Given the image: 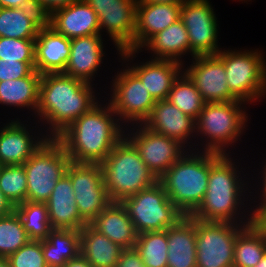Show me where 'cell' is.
Here are the masks:
<instances>
[{"label":"cell","mask_w":266,"mask_h":267,"mask_svg":"<svg viewBox=\"0 0 266 267\" xmlns=\"http://www.w3.org/2000/svg\"><path fill=\"white\" fill-rule=\"evenodd\" d=\"M121 126L109 102L105 106L97 103L57 139L63 144L71 162L101 164L124 137L128 125L125 128Z\"/></svg>","instance_id":"6da1fadb"},{"label":"cell","mask_w":266,"mask_h":267,"mask_svg":"<svg viewBox=\"0 0 266 267\" xmlns=\"http://www.w3.org/2000/svg\"><path fill=\"white\" fill-rule=\"evenodd\" d=\"M92 86L63 73L42 74L36 116L49 124L48 138H57L98 103Z\"/></svg>","instance_id":"7a4b0ae2"},{"label":"cell","mask_w":266,"mask_h":267,"mask_svg":"<svg viewBox=\"0 0 266 267\" xmlns=\"http://www.w3.org/2000/svg\"><path fill=\"white\" fill-rule=\"evenodd\" d=\"M237 169L229 154L210 152L207 191L199 207L190 215L191 217L206 222L240 224L253 222V211L248 210L251 213L247 214L249 218L240 211L245 206L243 194L249 189L245 180L242 181L241 171ZM245 185H247L246 188H244Z\"/></svg>","instance_id":"3957f363"},{"label":"cell","mask_w":266,"mask_h":267,"mask_svg":"<svg viewBox=\"0 0 266 267\" xmlns=\"http://www.w3.org/2000/svg\"><path fill=\"white\" fill-rule=\"evenodd\" d=\"M196 150L187 151L158 178L168 198L185 216L199 207L208 186L210 152Z\"/></svg>","instance_id":"277c9868"},{"label":"cell","mask_w":266,"mask_h":267,"mask_svg":"<svg viewBox=\"0 0 266 267\" xmlns=\"http://www.w3.org/2000/svg\"><path fill=\"white\" fill-rule=\"evenodd\" d=\"M101 167L112 202H121L158 181L125 136L101 163Z\"/></svg>","instance_id":"5b68a950"},{"label":"cell","mask_w":266,"mask_h":267,"mask_svg":"<svg viewBox=\"0 0 266 267\" xmlns=\"http://www.w3.org/2000/svg\"><path fill=\"white\" fill-rule=\"evenodd\" d=\"M243 102H205L196 120V135L206 136L203 151L219 154L226 152L232 143H236L248 121L246 111L242 110ZM210 139V140H209Z\"/></svg>","instance_id":"8992f818"},{"label":"cell","mask_w":266,"mask_h":267,"mask_svg":"<svg viewBox=\"0 0 266 267\" xmlns=\"http://www.w3.org/2000/svg\"><path fill=\"white\" fill-rule=\"evenodd\" d=\"M71 159L57 138H47L23 164L26 172V201L45 203L56 183L66 174Z\"/></svg>","instance_id":"52a82bcc"},{"label":"cell","mask_w":266,"mask_h":267,"mask_svg":"<svg viewBox=\"0 0 266 267\" xmlns=\"http://www.w3.org/2000/svg\"><path fill=\"white\" fill-rule=\"evenodd\" d=\"M229 92L243 102H255L266 94V62L261 51L221 50Z\"/></svg>","instance_id":"ba28073f"},{"label":"cell","mask_w":266,"mask_h":267,"mask_svg":"<svg viewBox=\"0 0 266 267\" xmlns=\"http://www.w3.org/2000/svg\"><path fill=\"white\" fill-rule=\"evenodd\" d=\"M121 203L126 208L137 234L166 230L185 216L168 198L158 181L125 198Z\"/></svg>","instance_id":"9c48e42d"},{"label":"cell","mask_w":266,"mask_h":267,"mask_svg":"<svg viewBox=\"0 0 266 267\" xmlns=\"http://www.w3.org/2000/svg\"><path fill=\"white\" fill-rule=\"evenodd\" d=\"M246 225L195 219L197 267H233L237 234Z\"/></svg>","instance_id":"30bf717a"},{"label":"cell","mask_w":266,"mask_h":267,"mask_svg":"<svg viewBox=\"0 0 266 267\" xmlns=\"http://www.w3.org/2000/svg\"><path fill=\"white\" fill-rule=\"evenodd\" d=\"M126 68L115 75L110 88L111 99L108 101L121 125H129L131 122L143 124L150 116L156 101L140 78L128 66Z\"/></svg>","instance_id":"8fae6325"},{"label":"cell","mask_w":266,"mask_h":267,"mask_svg":"<svg viewBox=\"0 0 266 267\" xmlns=\"http://www.w3.org/2000/svg\"><path fill=\"white\" fill-rule=\"evenodd\" d=\"M66 174L74 189L78 212L89 224L112 202L104 183L101 164L70 162Z\"/></svg>","instance_id":"7c38bea8"},{"label":"cell","mask_w":266,"mask_h":267,"mask_svg":"<svg viewBox=\"0 0 266 267\" xmlns=\"http://www.w3.org/2000/svg\"><path fill=\"white\" fill-rule=\"evenodd\" d=\"M209 0H186L182 3L180 19L188 32L191 57L216 55L218 21Z\"/></svg>","instance_id":"4fadbf2b"},{"label":"cell","mask_w":266,"mask_h":267,"mask_svg":"<svg viewBox=\"0 0 266 267\" xmlns=\"http://www.w3.org/2000/svg\"><path fill=\"white\" fill-rule=\"evenodd\" d=\"M134 127L124 136L135 146L141 159L157 179L189 151L179 141L157 134L143 124Z\"/></svg>","instance_id":"5bb4252c"},{"label":"cell","mask_w":266,"mask_h":267,"mask_svg":"<svg viewBox=\"0 0 266 267\" xmlns=\"http://www.w3.org/2000/svg\"><path fill=\"white\" fill-rule=\"evenodd\" d=\"M182 4H159L138 0L133 50L118 52L128 62L157 33L180 19Z\"/></svg>","instance_id":"9a60e30c"},{"label":"cell","mask_w":266,"mask_h":267,"mask_svg":"<svg viewBox=\"0 0 266 267\" xmlns=\"http://www.w3.org/2000/svg\"><path fill=\"white\" fill-rule=\"evenodd\" d=\"M183 71L194 83L205 102L237 100L230 92L224 62L217 55L194 56Z\"/></svg>","instance_id":"2e32d148"},{"label":"cell","mask_w":266,"mask_h":267,"mask_svg":"<svg viewBox=\"0 0 266 267\" xmlns=\"http://www.w3.org/2000/svg\"><path fill=\"white\" fill-rule=\"evenodd\" d=\"M149 130L171 137L179 141L182 145H188V140L191 136L196 135V120L190 116L185 115L175 105L170 103L167 99L156 101L152 112L148 119L143 123ZM194 132V133H193Z\"/></svg>","instance_id":"e0dca14e"},{"label":"cell","mask_w":266,"mask_h":267,"mask_svg":"<svg viewBox=\"0 0 266 267\" xmlns=\"http://www.w3.org/2000/svg\"><path fill=\"white\" fill-rule=\"evenodd\" d=\"M26 126L14 119L1 127L0 166L23 165L48 138L45 134H41V138L40 133L39 136L32 135Z\"/></svg>","instance_id":"ac0fdd59"},{"label":"cell","mask_w":266,"mask_h":267,"mask_svg":"<svg viewBox=\"0 0 266 267\" xmlns=\"http://www.w3.org/2000/svg\"><path fill=\"white\" fill-rule=\"evenodd\" d=\"M103 39L100 34L71 39V53L63 74L92 84L103 60Z\"/></svg>","instance_id":"d6986e66"},{"label":"cell","mask_w":266,"mask_h":267,"mask_svg":"<svg viewBox=\"0 0 266 267\" xmlns=\"http://www.w3.org/2000/svg\"><path fill=\"white\" fill-rule=\"evenodd\" d=\"M50 27L69 39L100 34L97 13L84 0L53 12Z\"/></svg>","instance_id":"ffe728a7"},{"label":"cell","mask_w":266,"mask_h":267,"mask_svg":"<svg viewBox=\"0 0 266 267\" xmlns=\"http://www.w3.org/2000/svg\"><path fill=\"white\" fill-rule=\"evenodd\" d=\"M70 177L64 174L45 202L52 229L81 230L88 224L79 214Z\"/></svg>","instance_id":"44dd1931"},{"label":"cell","mask_w":266,"mask_h":267,"mask_svg":"<svg viewBox=\"0 0 266 267\" xmlns=\"http://www.w3.org/2000/svg\"><path fill=\"white\" fill-rule=\"evenodd\" d=\"M71 39L51 27L40 29L35 39V70L39 74L63 73L71 53Z\"/></svg>","instance_id":"7402d4cb"},{"label":"cell","mask_w":266,"mask_h":267,"mask_svg":"<svg viewBox=\"0 0 266 267\" xmlns=\"http://www.w3.org/2000/svg\"><path fill=\"white\" fill-rule=\"evenodd\" d=\"M183 63L174 60L152 59L128 66L142 81L155 101L167 99L174 81L179 77Z\"/></svg>","instance_id":"603a6c76"},{"label":"cell","mask_w":266,"mask_h":267,"mask_svg":"<svg viewBox=\"0 0 266 267\" xmlns=\"http://www.w3.org/2000/svg\"><path fill=\"white\" fill-rule=\"evenodd\" d=\"M137 5L92 8L98 16L100 35L104 28L115 44L117 51L133 50Z\"/></svg>","instance_id":"cb8c5ba5"},{"label":"cell","mask_w":266,"mask_h":267,"mask_svg":"<svg viewBox=\"0 0 266 267\" xmlns=\"http://www.w3.org/2000/svg\"><path fill=\"white\" fill-rule=\"evenodd\" d=\"M167 267H197L195 218L184 216L167 229Z\"/></svg>","instance_id":"d4e9b609"},{"label":"cell","mask_w":266,"mask_h":267,"mask_svg":"<svg viewBox=\"0 0 266 267\" xmlns=\"http://www.w3.org/2000/svg\"><path fill=\"white\" fill-rule=\"evenodd\" d=\"M89 224L124 249L135 246L138 234L126 208L121 202H111Z\"/></svg>","instance_id":"484cf974"},{"label":"cell","mask_w":266,"mask_h":267,"mask_svg":"<svg viewBox=\"0 0 266 267\" xmlns=\"http://www.w3.org/2000/svg\"><path fill=\"white\" fill-rule=\"evenodd\" d=\"M81 254L93 267H116L124 249L98 232L90 224L81 228Z\"/></svg>","instance_id":"4316f807"},{"label":"cell","mask_w":266,"mask_h":267,"mask_svg":"<svg viewBox=\"0 0 266 267\" xmlns=\"http://www.w3.org/2000/svg\"><path fill=\"white\" fill-rule=\"evenodd\" d=\"M145 47L147 50L153 51V59L174 60L184 63L181 57L189 52V38L183 21L179 19L154 35L143 46V48Z\"/></svg>","instance_id":"83f0119b"},{"label":"cell","mask_w":266,"mask_h":267,"mask_svg":"<svg viewBox=\"0 0 266 267\" xmlns=\"http://www.w3.org/2000/svg\"><path fill=\"white\" fill-rule=\"evenodd\" d=\"M80 230L52 229L42 240L44 260L48 267H62L81 253Z\"/></svg>","instance_id":"f1b7e54d"},{"label":"cell","mask_w":266,"mask_h":267,"mask_svg":"<svg viewBox=\"0 0 266 267\" xmlns=\"http://www.w3.org/2000/svg\"><path fill=\"white\" fill-rule=\"evenodd\" d=\"M42 74L34 70L29 76L0 82V104L28 108L36 115Z\"/></svg>","instance_id":"f546056e"},{"label":"cell","mask_w":266,"mask_h":267,"mask_svg":"<svg viewBox=\"0 0 266 267\" xmlns=\"http://www.w3.org/2000/svg\"><path fill=\"white\" fill-rule=\"evenodd\" d=\"M266 253V237L254 223L246 225L235 241L233 267H254Z\"/></svg>","instance_id":"4dcf8cb0"},{"label":"cell","mask_w":266,"mask_h":267,"mask_svg":"<svg viewBox=\"0 0 266 267\" xmlns=\"http://www.w3.org/2000/svg\"><path fill=\"white\" fill-rule=\"evenodd\" d=\"M167 100L195 120L205 104L200 92L184 72L174 81Z\"/></svg>","instance_id":"1f68e13d"},{"label":"cell","mask_w":266,"mask_h":267,"mask_svg":"<svg viewBox=\"0 0 266 267\" xmlns=\"http://www.w3.org/2000/svg\"><path fill=\"white\" fill-rule=\"evenodd\" d=\"M16 212L30 240L47 239L52 228L46 203L25 201L16 206Z\"/></svg>","instance_id":"d6a6232c"},{"label":"cell","mask_w":266,"mask_h":267,"mask_svg":"<svg viewBox=\"0 0 266 267\" xmlns=\"http://www.w3.org/2000/svg\"><path fill=\"white\" fill-rule=\"evenodd\" d=\"M134 248L140 254L145 267H167V229L138 234Z\"/></svg>","instance_id":"836d02e7"},{"label":"cell","mask_w":266,"mask_h":267,"mask_svg":"<svg viewBox=\"0 0 266 267\" xmlns=\"http://www.w3.org/2000/svg\"><path fill=\"white\" fill-rule=\"evenodd\" d=\"M39 31L20 8L0 7V37L35 40Z\"/></svg>","instance_id":"e575fe53"},{"label":"cell","mask_w":266,"mask_h":267,"mask_svg":"<svg viewBox=\"0 0 266 267\" xmlns=\"http://www.w3.org/2000/svg\"><path fill=\"white\" fill-rule=\"evenodd\" d=\"M30 241L16 210L0 218V257H8Z\"/></svg>","instance_id":"d590c367"},{"label":"cell","mask_w":266,"mask_h":267,"mask_svg":"<svg viewBox=\"0 0 266 267\" xmlns=\"http://www.w3.org/2000/svg\"><path fill=\"white\" fill-rule=\"evenodd\" d=\"M0 190L15 207L26 201L27 180L23 165L0 166Z\"/></svg>","instance_id":"8d00e7d4"},{"label":"cell","mask_w":266,"mask_h":267,"mask_svg":"<svg viewBox=\"0 0 266 267\" xmlns=\"http://www.w3.org/2000/svg\"><path fill=\"white\" fill-rule=\"evenodd\" d=\"M0 59L27 62L35 70V40L0 37Z\"/></svg>","instance_id":"74e56055"},{"label":"cell","mask_w":266,"mask_h":267,"mask_svg":"<svg viewBox=\"0 0 266 267\" xmlns=\"http://www.w3.org/2000/svg\"><path fill=\"white\" fill-rule=\"evenodd\" d=\"M7 259L11 267H48L42 251V240H30Z\"/></svg>","instance_id":"f35d334b"},{"label":"cell","mask_w":266,"mask_h":267,"mask_svg":"<svg viewBox=\"0 0 266 267\" xmlns=\"http://www.w3.org/2000/svg\"><path fill=\"white\" fill-rule=\"evenodd\" d=\"M19 8L40 29L50 27L51 14L39 0H26Z\"/></svg>","instance_id":"ab89813d"},{"label":"cell","mask_w":266,"mask_h":267,"mask_svg":"<svg viewBox=\"0 0 266 267\" xmlns=\"http://www.w3.org/2000/svg\"><path fill=\"white\" fill-rule=\"evenodd\" d=\"M33 71L27 62L0 59V82L26 77Z\"/></svg>","instance_id":"60d3db41"},{"label":"cell","mask_w":266,"mask_h":267,"mask_svg":"<svg viewBox=\"0 0 266 267\" xmlns=\"http://www.w3.org/2000/svg\"><path fill=\"white\" fill-rule=\"evenodd\" d=\"M116 267H145V264L140 254L133 247L122 250Z\"/></svg>","instance_id":"b9f144b4"},{"label":"cell","mask_w":266,"mask_h":267,"mask_svg":"<svg viewBox=\"0 0 266 267\" xmlns=\"http://www.w3.org/2000/svg\"><path fill=\"white\" fill-rule=\"evenodd\" d=\"M92 8L120 7V5H137L138 0H84Z\"/></svg>","instance_id":"7bdbcfd3"},{"label":"cell","mask_w":266,"mask_h":267,"mask_svg":"<svg viewBox=\"0 0 266 267\" xmlns=\"http://www.w3.org/2000/svg\"><path fill=\"white\" fill-rule=\"evenodd\" d=\"M253 211V222L262 230L266 237V204H258Z\"/></svg>","instance_id":"ee69618b"},{"label":"cell","mask_w":266,"mask_h":267,"mask_svg":"<svg viewBox=\"0 0 266 267\" xmlns=\"http://www.w3.org/2000/svg\"><path fill=\"white\" fill-rule=\"evenodd\" d=\"M47 11L52 14L53 12L65 8L72 3H76L80 0H39Z\"/></svg>","instance_id":"f6af8a7d"},{"label":"cell","mask_w":266,"mask_h":267,"mask_svg":"<svg viewBox=\"0 0 266 267\" xmlns=\"http://www.w3.org/2000/svg\"><path fill=\"white\" fill-rule=\"evenodd\" d=\"M16 210L12 202L0 190V218L8 216Z\"/></svg>","instance_id":"bcb514c9"},{"label":"cell","mask_w":266,"mask_h":267,"mask_svg":"<svg viewBox=\"0 0 266 267\" xmlns=\"http://www.w3.org/2000/svg\"><path fill=\"white\" fill-rule=\"evenodd\" d=\"M62 267H93L80 253L77 257L67 261Z\"/></svg>","instance_id":"7dc6e473"},{"label":"cell","mask_w":266,"mask_h":267,"mask_svg":"<svg viewBox=\"0 0 266 267\" xmlns=\"http://www.w3.org/2000/svg\"><path fill=\"white\" fill-rule=\"evenodd\" d=\"M261 179H262L261 180L262 185L260 184V188L258 189V190H260V194L262 192V194L260 195L261 198L259 197V199L261 200V202H259V204H266V163L263 167ZM261 186H262V188H261Z\"/></svg>","instance_id":"c3c4849f"},{"label":"cell","mask_w":266,"mask_h":267,"mask_svg":"<svg viewBox=\"0 0 266 267\" xmlns=\"http://www.w3.org/2000/svg\"><path fill=\"white\" fill-rule=\"evenodd\" d=\"M26 0H0V7L19 8Z\"/></svg>","instance_id":"681fc988"},{"label":"cell","mask_w":266,"mask_h":267,"mask_svg":"<svg viewBox=\"0 0 266 267\" xmlns=\"http://www.w3.org/2000/svg\"><path fill=\"white\" fill-rule=\"evenodd\" d=\"M144 2L159 3V4H182L186 0H143Z\"/></svg>","instance_id":"f907efd6"},{"label":"cell","mask_w":266,"mask_h":267,"mask_svg":"<svg viewBox=\"0 0 266 267\" xmlns=\"http://www.w3.org/2000/svg\"><path fill=\"white\" fill-rule=\"evenodd\" d=\"M0 267H11L6 257H0Z\"/></svg>","instance_id":"816d5d0a"},{"label":"cell","mask_w":266,"mask_h":267,"mask_svg":"<svg viewBox=\"0 0 266 267\" xmlns=\"http://www.w3.org/2000/svg\"><path fill=\"white\" fill-rule=\"evenodd\" d=\"M254 267H266V253Z\"/></svg>","instance_id":"f5cc1de1"}]
</instances>
